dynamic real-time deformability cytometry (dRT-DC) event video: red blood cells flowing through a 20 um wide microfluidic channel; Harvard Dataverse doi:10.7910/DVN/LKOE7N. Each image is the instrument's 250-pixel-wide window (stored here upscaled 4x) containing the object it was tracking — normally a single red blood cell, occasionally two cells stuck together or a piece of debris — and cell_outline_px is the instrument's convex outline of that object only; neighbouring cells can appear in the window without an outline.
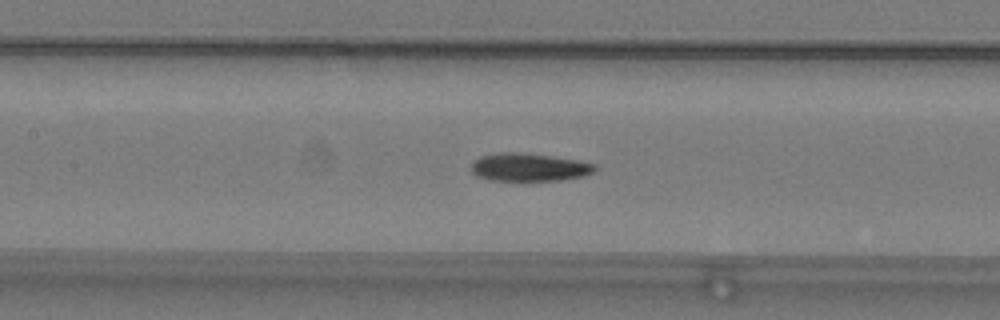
{"species": "common noctule bat (a hibernating species)", "species_latin": "Nyctalus noctula", "temperature_condition": "warm", "stored_images_in_passage": 55, "camera_frame_rate_fps": 3000, "um_per_image_px": 0.085, "animal": {"sex": "male", "body_mass_g": 19.2, "forearm_length_mm": 51.8}, "frame": {"image": 1, "passage_image": 26, "time_ms": 8.333, "image_size_px": [1000, 320], "cell_outline_px": [[596, 168], [592, 172], [584, 176], [560, 180], [488, 180], [476, 176], [472, 172], [472, 160], [480, 156], [500, 152], [516, 152], [552, 156], [576, 160], [596, 164]], "centroid_in_image_um": [44.93, 14.21], "position_along_channel_um": 162.5, "area_um2": 20.11}}
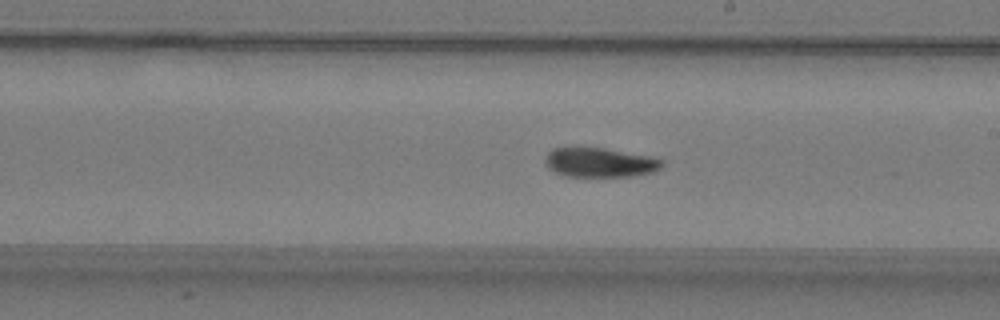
{"frame": {"image": 2, "passage_image": 32, "time_ms": 10.333, "image_size_px": [1000, 320], "cell_outline_px": [[664, 164], [656, 172], [632, 176], [564, 176], [548, 168], [544, 160], [548, 152], [552, 148], [604, 148], [648, 156], [664, 160]], "centroid_in_image_um": [51.0, 13.82], "position_along_channel_um": 238.0, "area_um2": 19.94}}
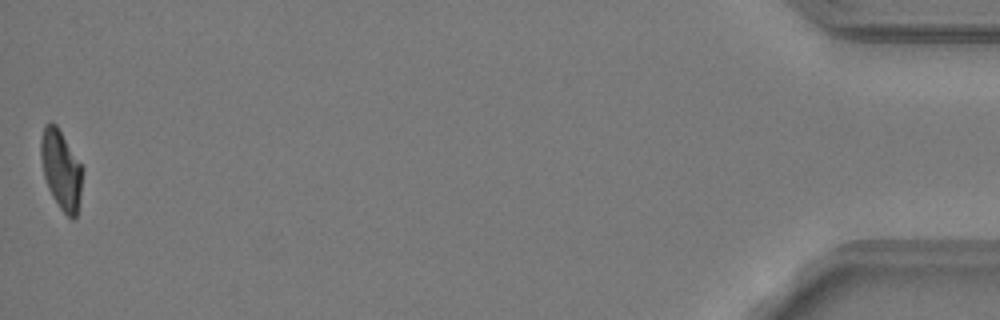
{"frame": {"image": 3, "passage_image": 55, "time_ms": 18.0, "image_size_px": [1000, 320], "cell_outline_px": [[84, 168], [80, 196], [76, 216], [72, 220], [60, 208], [52, 196], [48, 188], [44, 176], [40, 156], [40, 140], [44, 124], [56, 124]], "centroid_in_image_um": [5.2, 14.42], "position_along_channel_um": 430.0, "area_um2": 19.25}, "authors_computed_cell_mechanics": {"area_um2": 20.1144, "velocity_mm_per_s": 3.7958, "shape_relaxation_time_tau1_ms": 8.0484, "shape_relaxation_time_tau2_ms": 4.3824, "deformation_change_tau1": 0.2348, "deformation_change_tau2": 0.1005}}